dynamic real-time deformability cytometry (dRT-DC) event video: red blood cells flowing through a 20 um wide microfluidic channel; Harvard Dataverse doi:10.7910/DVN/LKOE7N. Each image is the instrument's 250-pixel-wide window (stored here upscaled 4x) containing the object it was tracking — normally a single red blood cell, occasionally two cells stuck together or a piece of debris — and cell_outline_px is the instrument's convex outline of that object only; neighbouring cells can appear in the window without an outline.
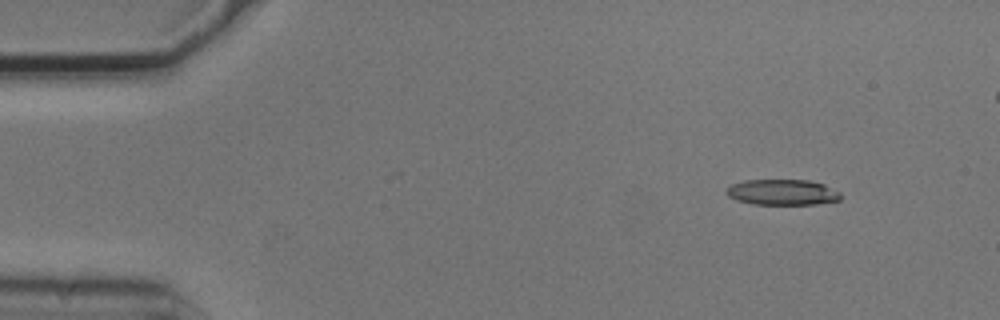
{"species": "common noctule bat (a hibernating species)", "species_latin": "Nyctalus noctula", "temperature_condition": "cold", "stored_images_in_passage": 4, "segment_of_instrument_passage": [1, 2], "camera_frame_rate_fps": 3000, "um_per_image_px": 0.085, "animal": {"sex": "male", "body_mass_g": 20.5, "forearm_length_mm": 52.5}, "frame": {"image": 1, "passage_image": 1, "time_ms": 0.0, "image_size_px": [1000, 320], "cell_outline_px": [[840, 200], [816, 204], [752, 204], [736, 200], [728, 196], [724, 192], [732, 184], [744, 180], [808, 180], [824, 184], [840, 192]], "centroid_in_image_um": [66.49, 16.34], "position_along_channel_um": 18.5, "area_um2": 17.11}}